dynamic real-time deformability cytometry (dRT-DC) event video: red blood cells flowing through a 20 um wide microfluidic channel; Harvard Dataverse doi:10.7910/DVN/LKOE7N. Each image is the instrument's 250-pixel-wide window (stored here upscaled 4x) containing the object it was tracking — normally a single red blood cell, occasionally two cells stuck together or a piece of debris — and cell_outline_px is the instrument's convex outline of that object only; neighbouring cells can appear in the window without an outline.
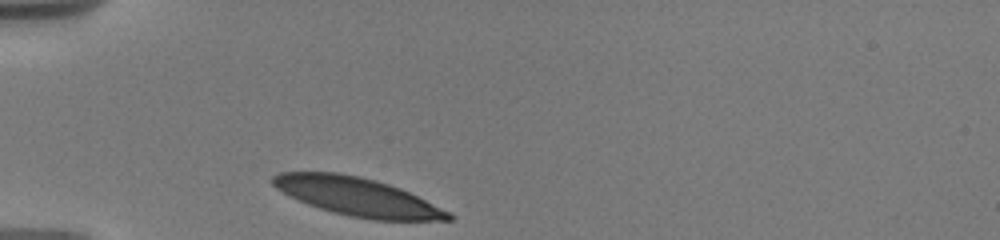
{"species": "human", "species_latin": "Homo sapiens", "temperature_condition": "warm", "stored_images_in_passage": 25, "camera_frame_rate_fps": 3000, "um_per_image_px": 0.085, "donor": {"sex": "male"}, "frame": {"image": 1, "passage_image": 1, "time_ms": 0.0, "image_size_px": [1000, 240], "cell_outline_px": [[452, 220], [372, 220], [348, 216], [332, 212], [308, 204], [276, 188], [272, 184], [272, 176], [280, 172], [340, 172], [360, 176], [376, 180], [400, 188], [452, 212]], "centroid_in_image_um": [30.4, 16.72], "position_along_channel_um": 54.6, "area_um2": 39.07}}
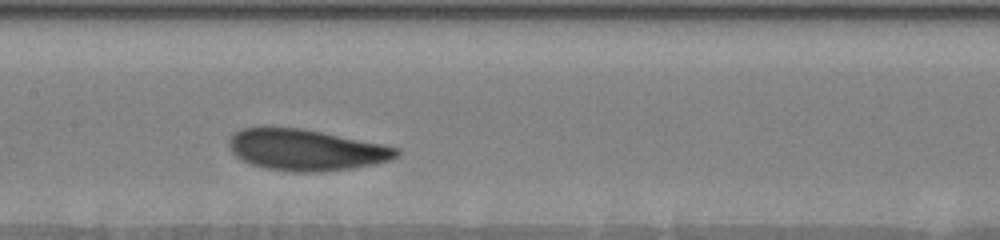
{"frame": {"image": 2, "passage_image": 12, "time_ms": 4.0, "image_size_px": [1000, 240], "cell_outline_px": [[400, 152], [392, 160], [352, 168], [324, 172], [292, 172], [264, 168], [252, 164], [236, 156], [232, 152], [228, 144], [228, 140], [236, 132], [244, 128], [260, 124], [304, 128], [384, 144], [400, 148]], "centroid_in_image_um": [25.99, 12.71], "position_along_channel_um": 181.4, "area_um2": 41.1}}
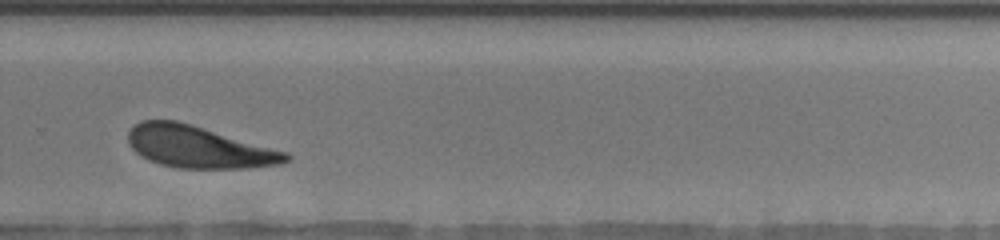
{"frame": {"image": 3, "passage_image": 20, "time_ms": 7.667, "image_size_px": [1000, 240], "cell_outline_px": [[292, 160], [280, 164], [248, 168], [176, 168], [160, 164], [148, 160], [140, 156], [128, 144], [128, 132], [140, 120], [176, 120], [192, 124], [288, 152], [292, 156]], "centroid_in_image_um": [16.9, 12.49], "position_along_channel_um": 312.9, "area_um2": 38.78}, "authors_computed_cell_mechanics": {"area_um2": 40.171, "velocity_mm_per_s": 3.6008, "shape_relaxation_time_tau1_ms": 1.9337, "shape_relaxation_time_tau2_ms": 5.043, "deformation_change_tau1": 0.1018, "deformation_change_tau2": 0.1103}}